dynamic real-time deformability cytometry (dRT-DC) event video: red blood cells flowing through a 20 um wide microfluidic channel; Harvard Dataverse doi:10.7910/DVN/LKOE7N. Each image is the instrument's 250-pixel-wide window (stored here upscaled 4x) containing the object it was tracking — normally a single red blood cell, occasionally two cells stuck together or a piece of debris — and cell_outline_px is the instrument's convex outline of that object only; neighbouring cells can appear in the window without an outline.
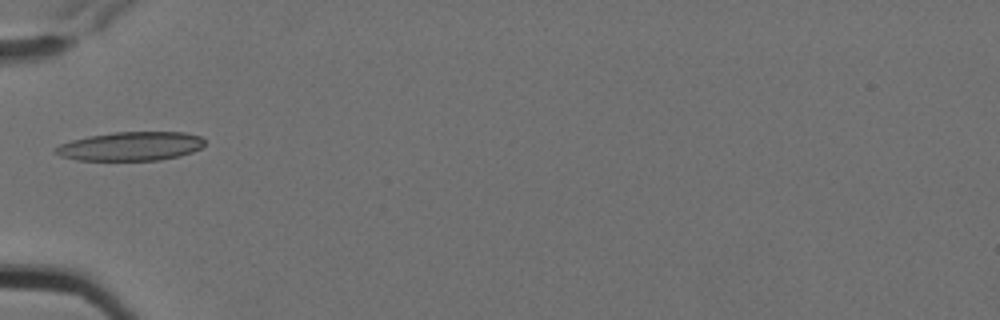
{"species": "Egyptian fruit bat (a non-hibernating species)", "species_latin": "Rousettus aegyptiacus", "temperature_condition": "cold", "stored_images_in_passage": 3, "camera_frame_rate_fps": 3000, "um_per_image_px": 0.085, "animal": {"sex": "female"}, "frame": {"image": 1, "passage_image": 1, "time_ms": 0.0, "image_size_px": [1000, 320], "cell_outline_px": [[204, 144], [200, 148], [192, 152], [180, 156], [160, 160], [76, 160], [60, 156], [52, 152], [52, 148], [60, 144], [72, 140], [88, 136], [112, 132], [184, 132], [200, 136], [204, 140]], "centroid_in_image_um": [11.07, 12.43], "position_along_channel_um": 73.9, "area_um2": 25.26}}
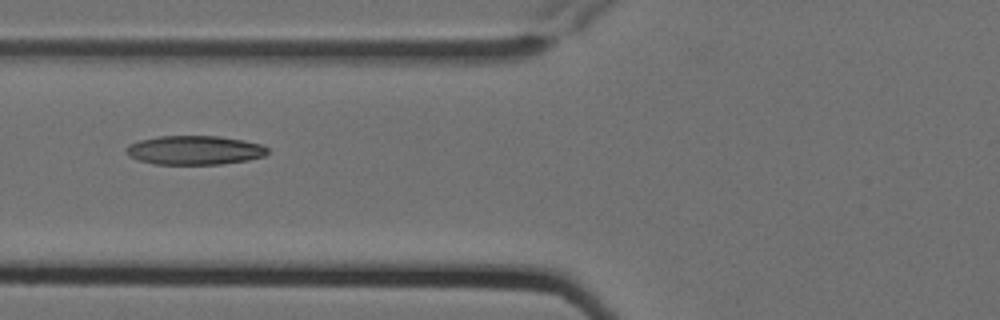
{"frame": {"image": 2, "passage_image": 2, "time_ms": 0.333, "image_size_px": [1000, 320], "cell_outline_px": [[268, 152], [264, 156], [248, 160], [220, 164], [152, 164], [128, 156], [124, 148], [128, 144], [140, 140], [160, 136], [220, 136], [244, 140], [260, 144], [268, 148]], "centroid_in_image_um": [16.52, 12.76], "position_along_channel_um": 109.3, "area_um2": 23.99}}
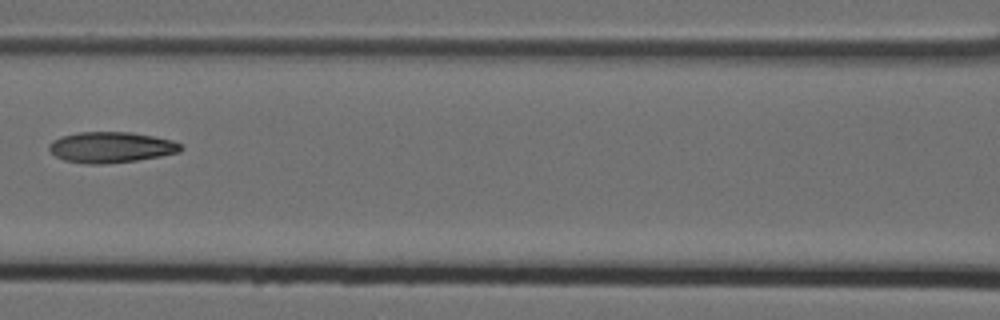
{"frame": {"image": 3, "passage_image": 3, "time_ms": 0.667, "image_size_px": [1000, 320], "cell_outline_px": [[184, 148], [180, 152], [160, 156], [136, 160], [100, 164], [88, 164], [64, 160], [56, 156], [48, 148], [48, 144], [52, 140], [60, 136], [80, 132], [132, 132], [172, 140], [184, 144]], "centroid_in_image_um": [9.45, 12.51], "position_along_channel_um": 157.1, "area_um2": 23.7}}